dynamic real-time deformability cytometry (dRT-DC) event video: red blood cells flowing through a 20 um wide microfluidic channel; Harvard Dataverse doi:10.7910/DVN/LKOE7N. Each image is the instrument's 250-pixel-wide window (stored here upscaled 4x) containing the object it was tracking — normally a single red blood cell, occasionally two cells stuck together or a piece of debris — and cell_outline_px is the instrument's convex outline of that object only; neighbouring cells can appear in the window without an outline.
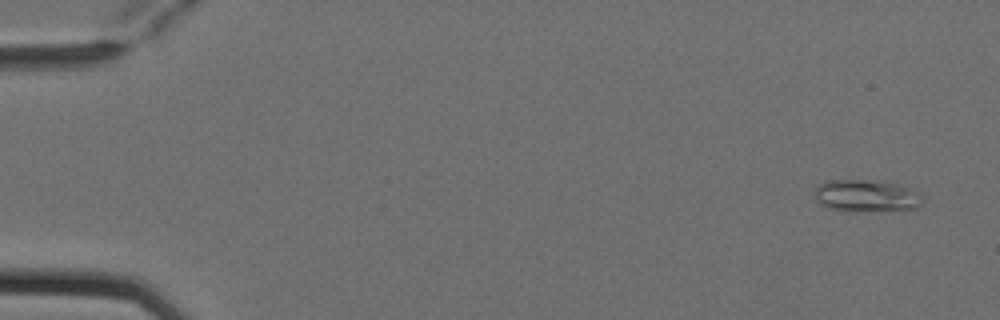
{"species": "Egyptian fruit bat (a non-hibernating species)", "species_latin": "Rousettus aegyptiacus", "temperature_condition": "cold", "stored_images_in_passage": 5, "camera_frame_rate_fps": 3000, "um_per_image_px": 0.085, "animal": {"sex": "female"}, "frame": {"image": 1, "passage_image": 1, "time_ms": 0.0, "image_size_px": [1000, 320], "cell_outline_px": [[920, 204], [916, 208], [828, 208], [820, 204], [816, 200], [812, 192], [820, 184], [828, 180], [876, 180], [900, 184], [920, 192]], "centroid_in_image_um": [73.59, 16.56], "position_along_channel_um": 11.4, "area_um2": 19.07}}
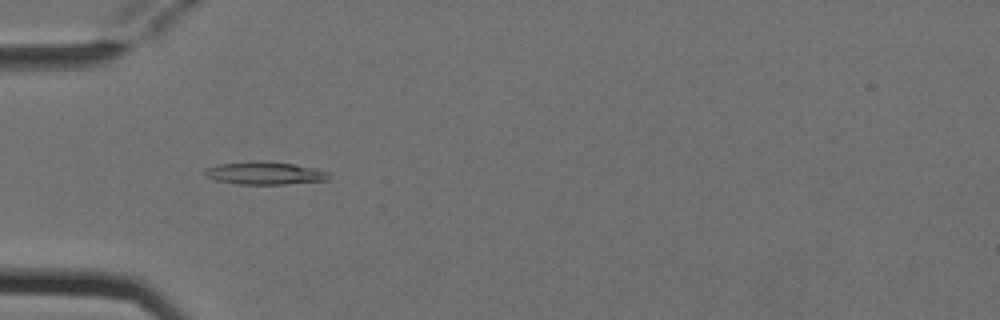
{"frame": {"image": 2, "passage_image": 4, "time_ms": 1.0, "image_size_px": [1000, 320], "cell_outline_px": [[328, 180], [284, 184], [236, 184], [216, 180], [204, 176], [200, 172], [204, 168], [220, 164], [252, 160], [268, 160], [316, 168], [328, 172]], "centroid_in_image_um": [22.42, 14.7], "position_along_channel_um": 62.6, "area_um2": 16.76}}
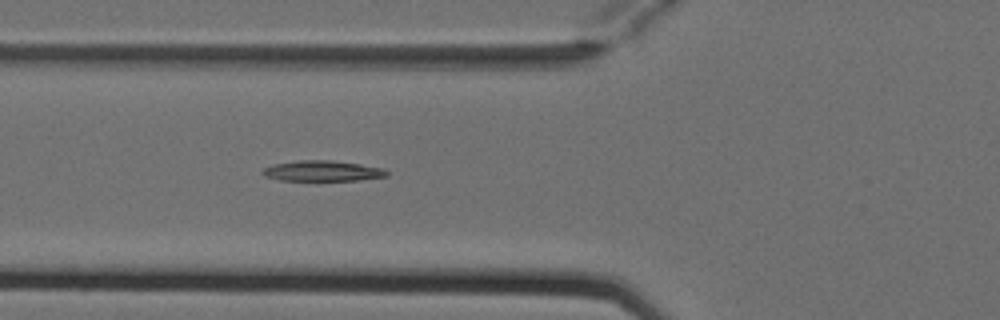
{"frame": {"image": 3, "passage_image": 5, "time_ms": 1.333, "image_size_px": [1000, 320], "cell_outline_px": [[388, 176], [360, 180], [280, 180], [264, 176], [260, 172], [264, 168], [272, 164], [300, 160], [332, 160], [360, 164], [384, 168], [388, 172]], "centroid_in_image_um": [27.4, 14.52], "position_along_channel_um": 98.4, "area_um2": 14.91}}